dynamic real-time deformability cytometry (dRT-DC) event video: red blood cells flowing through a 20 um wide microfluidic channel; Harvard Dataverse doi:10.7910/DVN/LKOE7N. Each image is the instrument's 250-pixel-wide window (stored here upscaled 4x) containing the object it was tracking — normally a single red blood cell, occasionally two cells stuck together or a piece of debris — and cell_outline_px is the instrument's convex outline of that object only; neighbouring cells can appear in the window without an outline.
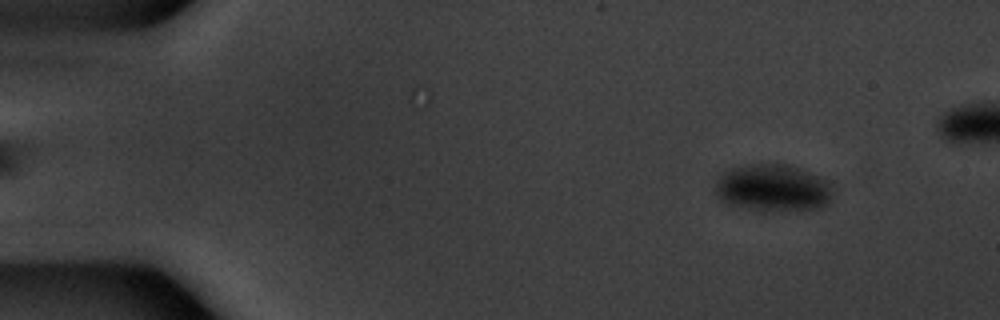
{"species": "common noctule bat (a hibernating species)", "species_latin": "Nyctalus noctula", "temperature_condition": "warm", "stored_images_in_passage": 24, "camera_frame_rate_fps": 3000, "um_per_image_px": 0.085, "animal": {"sex": "male", "body_mass_g": 20.1, "forearm_length_mm": 53.5}, "frame": {"image": 1, "passage_image": 6, "time_ms": 1.667, "image_size_px": [1000, 320], "cell_outline_px": [[832, 192], [828, 204], [820, 208], [788, 212], [744, 208], [724, 204], [716, 196], [716, 184], [720, 176], [724, 172], [732, 168], [752, 164], [788, 164], [800, 168], [828, 180]], "centroid_in_image_um": [65.71, 16.0], "position_along_channel_um": 19.3, "area_um2": 32.6}}